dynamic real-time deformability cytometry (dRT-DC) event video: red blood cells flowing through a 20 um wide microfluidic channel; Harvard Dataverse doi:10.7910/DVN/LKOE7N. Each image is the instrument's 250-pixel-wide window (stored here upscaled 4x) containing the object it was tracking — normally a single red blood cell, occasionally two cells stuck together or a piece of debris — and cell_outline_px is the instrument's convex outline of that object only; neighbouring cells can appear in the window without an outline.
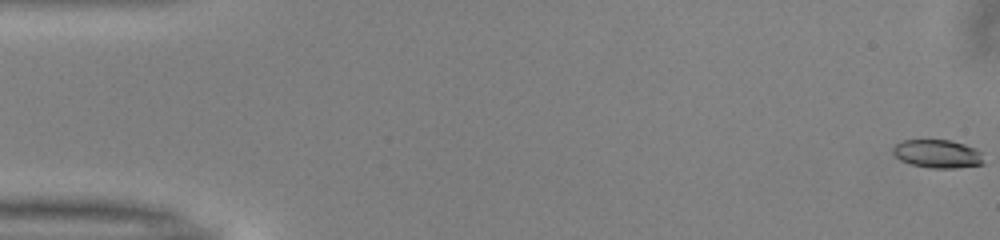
{"species": "common noctule bat (a hibernating species)", "species_latin": "Nyctalus noctula", "temperature_condition": "warm", "stored_images_in_passage": 52, "camera_frame_rate_fps": 3000, "um_per_image_px": 0.085, "animal": {"sex": "male", "body_mass_g": 13.0, "forearm_length_mm": 53.1}, "frame": {"image": 1, "passage_image": 1, "time_ms": 0.0, "image_size_px": [1000, 240], "cell_outline_px": [[984, 164], [956, 168], [928, 168], [912, 164], [900, 160], [892, 152], [892, 148], [900, 140], [952, 140], [976, 148], [980, 152], [984, 160]], "centroid_in_image_um": [79.69, 13.07], "position_along_channel_um": 5.3, "area_um2": 15.09}}
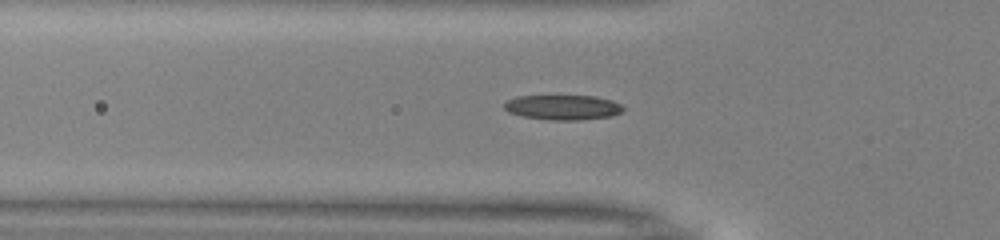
{"frame": {"image": 2, "passage_image": 18, "time_ms": 5.667, "image_size_px": [1000, 240], "cell_outline_px": [[624, 108], [620, 112], [612, 116], [580, 120], [548, 120], [524, 116], [508, 112], [504, 108], [504, 104], [508, 100], [516, 96], [596, 96], [612, 100], [620, 104]], "centroid_in_image_um": [47.85, 9.12], "position_along_channel_um": 78.0, "area_um2": 17.22}}
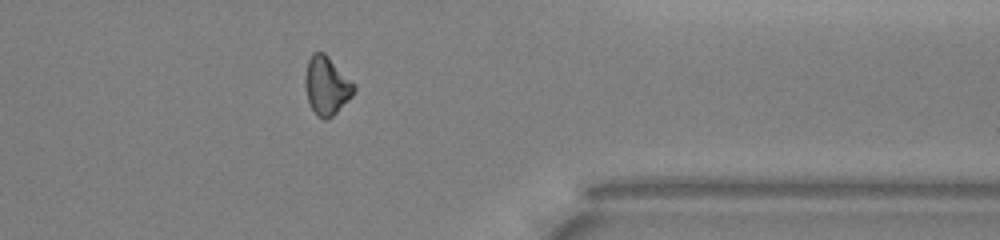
{"frame": {"image": 3, "passage_image": 42, "time_ms": 13.667, "image_size_px": [1000, 240], "cell_outline_px": [[356, 88], [352, 96], [328, 120], [324, 120], [316, 116], [308, 100], [304, 84], [304, 76], [308, 60], [312, 52], [324, 52], [356, 84]], "centroid_in_image_um": [27.76, 7.27], "position_along_channel_um": 383.6, "area_um2": 16.76}, "authors_computed_cell_mechanics": {"area_um2": 16.4152, "velocity_mm_per_s": 4.0048, "shape_relaxation_time_tau1_ms": 7.2079, "shape_relaxation_time_tau2_ms": null, "deformation_change_tau1": 0.1634, "deformation_change_tau2": null}}